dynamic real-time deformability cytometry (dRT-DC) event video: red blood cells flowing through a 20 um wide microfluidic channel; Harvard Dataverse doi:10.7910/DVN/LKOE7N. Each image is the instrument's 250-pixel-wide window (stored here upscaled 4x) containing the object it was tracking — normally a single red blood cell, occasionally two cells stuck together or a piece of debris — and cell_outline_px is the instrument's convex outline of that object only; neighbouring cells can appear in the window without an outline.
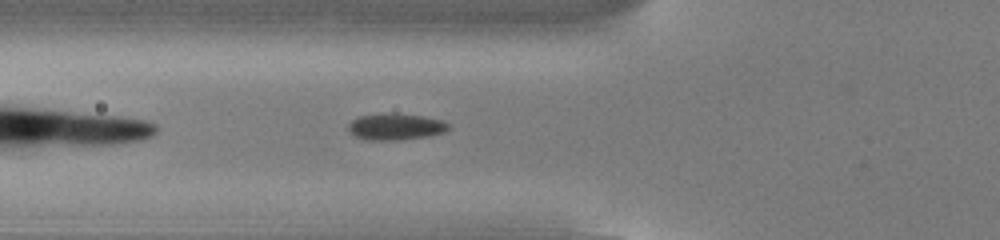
{"species": "common noctule bat (a hibernating species)", "species_latin": "Nyctalus noctula", "temperature_condition": "cold", "stored_images_in_passage": 39, "camera_frame_rate_fps": 3000, "um_per_image_px": 0.085, "animal": {"sex": "male", "body_mass_g": 13.0, "forearm_length_mm": 53.1}, "frame": {"image": 1, "passage_image": 5, "time_ms": 1.333, "image_size_px": [1000, 240], "cell_outline_px": [[452, 124], [444, 132], [428, 136], [396, 140], [364, 140], [356, 136], [348, 128], [348, 124], [352, 120], [360, 116], [420, 116], [444, 120]], "centroid_in_image_um": [33.68, 10.82], "position_along_channel_um": 92.1, "area_um2": 14.62}}
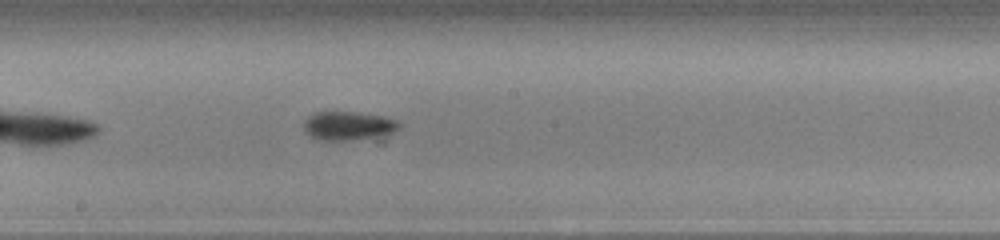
{"frame": {"image": 2, "passage_image": 15, "time_ms": 4.667, "image_size_px": [1000, 240], "cell_outline_px": [[400, 128], [392, 132], [352, 140], [320, 140], [312, 136], [304, 128], [304, 120], [308, 116], [316, 112], [356, 112], [384, 116], [396, 120], [400, 124]], "centroid_in_image_um": [29.59, 10.67], "position_along_channel_um": 218.6, "area_um2": 15.61}}
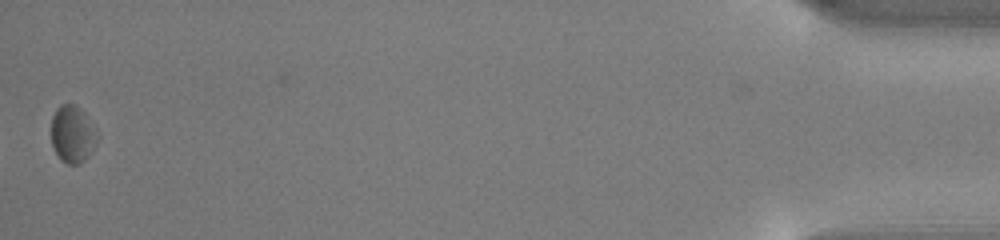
{"frame": {"image": 3, "passage_image": 39, "time_ms": 12.667, "image_size_px": [1000, 240], "cell_outline_px": [[100, 136], [92, 152], [80, 164], [68, 164], [60, 160], [52, 144], [52, 116], [56, 108], [60, 104], [76, 104], [84, 112], [96, 128]], "centroid_in_image_um": [6.2, 11.4], "position_along_channel_um": 429.0, "area_um2": 15.61}, "authors_computed_cell_mechanics": {"area_um2": 15.028, "velocity_mm_per_s": 3.7842, "shape_relaxation_time_tau1_ms": 1.3271, "shape_relaxation_time_tau2_ms": null, "deformation_change_tau1": 0.0602, "deformation_change_tau2": null}}